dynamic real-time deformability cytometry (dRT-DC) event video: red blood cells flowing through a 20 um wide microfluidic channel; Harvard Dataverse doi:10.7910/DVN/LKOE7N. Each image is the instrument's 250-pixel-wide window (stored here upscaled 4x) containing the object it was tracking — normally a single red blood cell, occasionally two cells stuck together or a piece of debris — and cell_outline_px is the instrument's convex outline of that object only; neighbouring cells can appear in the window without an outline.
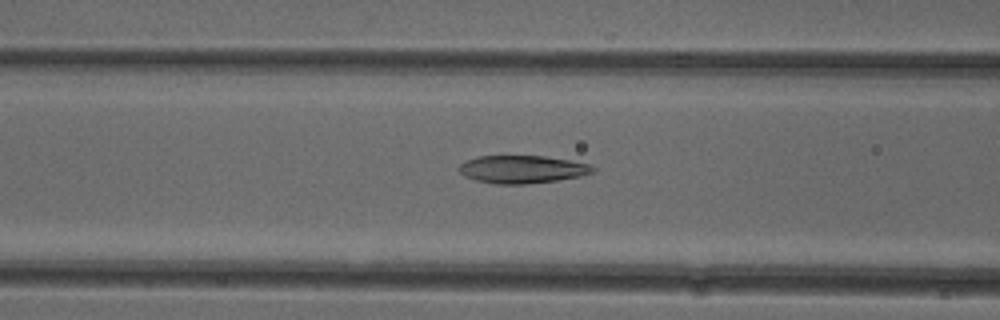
{"species": "common noctule bat (a hibernating species)", "species_latin": "Nyctalus noctula", "temperature_condition": "cold", "stored_images_in_passage": 8, "camera_frame_rate_fps": 3000, "um_per_image_px": 0.085, "animal": {"sex": "female"}, "frame": {"image": 1, "passage_image": 6, "time_ms": 1.667, "image_size_px": [1000, 320], "cell_outline_px": [[596, 168], [592, 172], [580, 176], [556, 180], [524, 184], [496, 184], [476, 180], [464, 176], [456, 168], [464, 160], [476, 156], [544, 156], [568, 160], [588, 164]], "centroid_in_image_um": [44.31, 14.38], "position_along_channel_um": 122.3, "area_um2": 21.62}}